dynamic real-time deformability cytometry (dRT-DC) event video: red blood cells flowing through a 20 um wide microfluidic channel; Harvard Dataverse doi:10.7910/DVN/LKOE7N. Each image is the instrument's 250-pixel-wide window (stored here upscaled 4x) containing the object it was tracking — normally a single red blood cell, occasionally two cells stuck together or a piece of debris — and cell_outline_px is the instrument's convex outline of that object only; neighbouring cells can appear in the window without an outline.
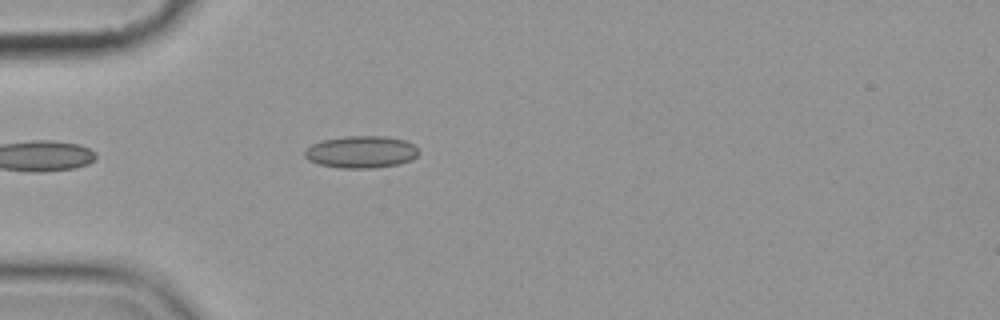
{"species": "common noctule bat (a hibernating species)", "species_latin": "Nyctalus noctula", "temperature_condition": "cold", "stored_images_in_passage": 5, "camera_frame_rate_fps": 3000, "um_per_image_px": 0.085, "animal": {"sex": "female", "body_mass_g": 19.9}, "frame": {"image": 1, "passage_image": 5, "time_ms": 5.333, "image_size_px": [1000, 320], "cell_outline_px": [[420, 152], [412, 160], [400, 164], [372, 168], [340, 168], [320, 164], [308, 160], [304, 156], [304, 152], [312, 144], [324, 140], [344, 136], [384, 136], [404, 140], [412, 144]], "centroid_in_image_um": [30.71, 12.92], "position_along_channel_um": 54.3, "area_um2": 21.27}}